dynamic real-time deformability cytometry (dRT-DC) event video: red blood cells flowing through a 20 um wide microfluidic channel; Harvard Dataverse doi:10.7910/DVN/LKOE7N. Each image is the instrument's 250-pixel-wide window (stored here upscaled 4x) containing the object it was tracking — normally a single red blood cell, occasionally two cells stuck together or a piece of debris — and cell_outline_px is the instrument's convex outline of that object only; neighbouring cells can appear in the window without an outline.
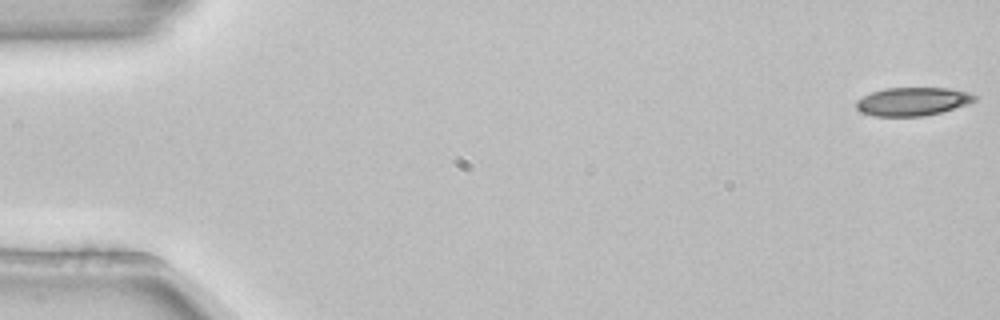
{"species": "common noctule bat (a hibernating species)", "species_latin": "Nyctalus noctula", "temperature_condition": "room temperature", "stored_images_in_passage": 4, "camera_frame_rate_fps": 3000, "um_per_image_px": 0.085, "animal": {"sex": "female", "body_mass_g": 22.7, "forearm_length_mm": 54.2}, "frame": {"image": 1, "passage_image": 1, "time_ms": 0.0, "image_size_px": [1000, 320], "cell_outline_px": [[980, 96], [976, 100], [968, 104], [940, 112], [924, 116], [876, 116], [860, 112], [856, 108], [856, 100], [872, 92], [884, 88], [948, 88], [968, 92]], "centroid_in_image_um": [77.59, 8.62], "position_along_channel_um": 7.4, "area_um2": 19.59}}
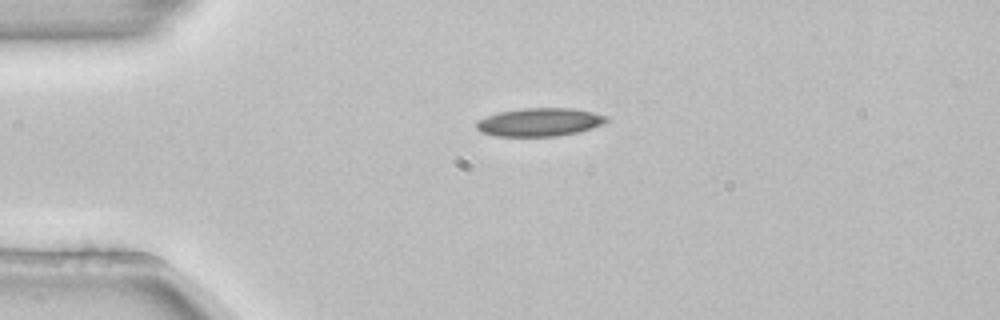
{"frame": {"image": 2, "passage_image": 4, "time_ms": 1.0, "image_size_px": [1000, 320], "cell_outline_px": [[608, 120], [604, 124], [580, 132], [556, 136], [492, 136], [480, 132], [476, 128], [476, 120], [500, 112], [524, 108], [572, 108], [592, 112], [608, 116]], "centroid_in_image_um": [45.87, 10.39], "position_along_channel_um": 39.1, "area_um2": 21.5}}